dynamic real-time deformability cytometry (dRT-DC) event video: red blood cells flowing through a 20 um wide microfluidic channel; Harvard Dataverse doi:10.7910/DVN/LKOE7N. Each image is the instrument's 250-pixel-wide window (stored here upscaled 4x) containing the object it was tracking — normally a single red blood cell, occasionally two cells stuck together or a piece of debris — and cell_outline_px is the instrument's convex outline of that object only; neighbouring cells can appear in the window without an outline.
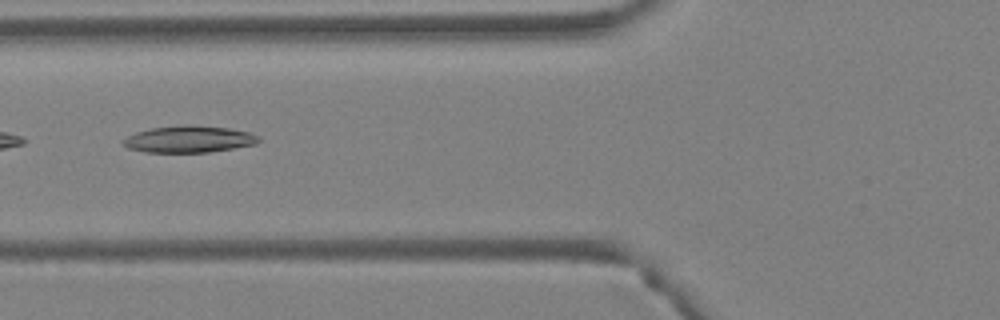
{"species": "Egyptian fruit bat (a non-hibernating species)", "species_latin": "Rousettus aegyptiacus", "temperature_condition": "warm", "stored_images_in_passage": 5, "camera_frame_rate_fps": 3000, "um_per_image_px": 0.085, "animal": {"sex": "female"}, "frame": {"image": 1, "passage_image": 5, "time_ms": 1.333, "image_size_px": [1000, 320], "cell_outline_px": [[260, 140], [256, 144], [208, 152], [144, 152], [128, 148], [120, 144], [120, 140], [136, 132], [152, 128], [184, 124], [228, 128], [248, 132], [260, 136]], "centroid_in_image_um": [16.01, 11.83], "position_along_channel_um": 109.8, "area_um2": 21.15}}